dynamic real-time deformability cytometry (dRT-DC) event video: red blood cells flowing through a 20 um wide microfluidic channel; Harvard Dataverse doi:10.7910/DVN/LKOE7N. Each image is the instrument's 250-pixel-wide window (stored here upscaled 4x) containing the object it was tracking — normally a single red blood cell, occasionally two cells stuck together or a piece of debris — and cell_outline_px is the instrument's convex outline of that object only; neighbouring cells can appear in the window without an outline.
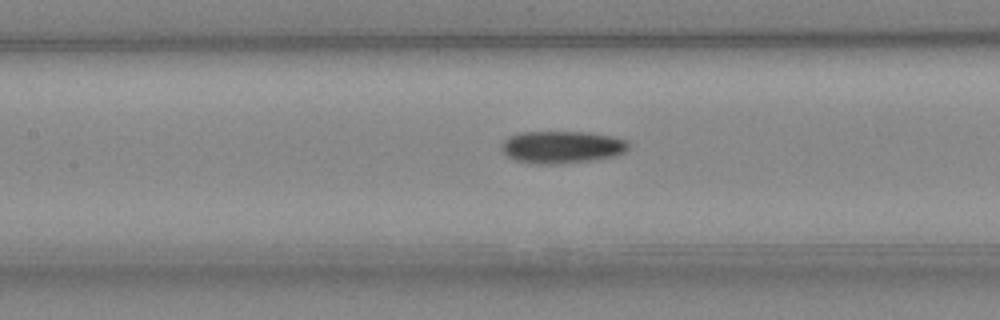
{"species": "Egyptian fruit bat (a non-hibernating species)", "species_latin": "Rousettus aegyptiacus", "temperature_condition": "cold", "stored_images_in_passage": 25, "camera_frame_rate_fps": 3000, "um_per_image_px": 0.085, "animal": {"sex": "female"}, "frame": {"image": 1, "passage_image": 8, "time_ms": 2.333, "image_size_px": [1000, 320], "cell_outline_px": [[628, 148], [624, 152], [616, 156], [592, 160], [552, 164], [536, 164], [516, 160], [508, 156], [500, 148], [500, 144], [508, 136], [520, 132], [592, 132], [612, 136], [628, 140]], "centroid_in_image_um": [47.76, 12.49], "position_along_channel_um": 159.6, "area_um2": 24.04}}
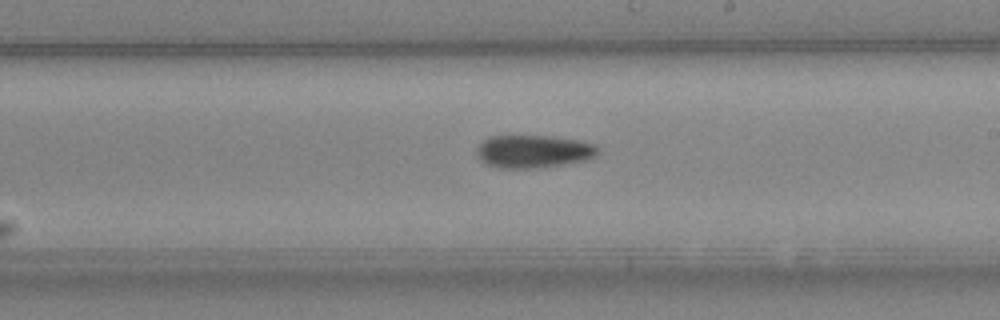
{"frame": {"image": 2, "passage_image": 14, "time_ms": 4.333, "image_size_px": [1000, 320], "cell_outline_px": [[600, 152], [596, 156], [584, 160], [536, 168], [500, 168], [488, 164], [480, 160], [476, 152], [476, 148], [488, 136], [552, 136], [580, 140], [596, 144]], "centroid_in_image_um": [45.35, 12.86], "position_along_channel_um": 243.6, "area_um2": 23.18}}
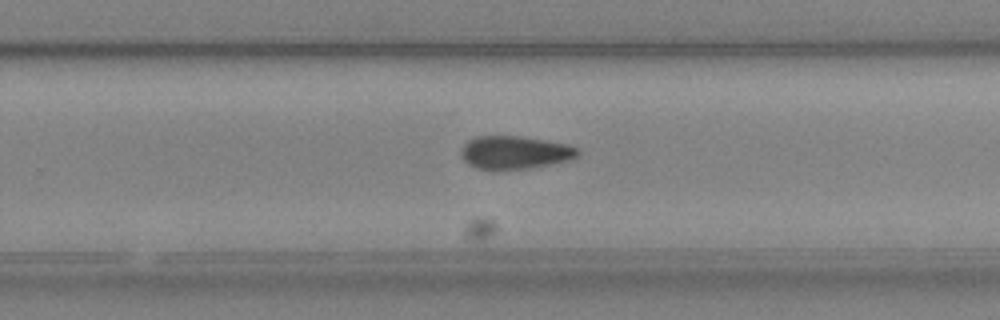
{"frame": {"image": 3, "passage_image": 17, "time_ms": 5.333, "image_size_px": [1000, 320], "cell_outline_px": [[580, 152], [572, 160], [528, 168], [492, 172], [476, 168], [468, 164], [460, 156], [460, 152], [464, 144], [468, 140], [476, 136], [516, 136], [544, 140], [568, 144], [580, 148]], "centroid_in_image_um": [43.73, 12.99], "position_along_channel_um": 286.1, "area_um2": 23.0}}